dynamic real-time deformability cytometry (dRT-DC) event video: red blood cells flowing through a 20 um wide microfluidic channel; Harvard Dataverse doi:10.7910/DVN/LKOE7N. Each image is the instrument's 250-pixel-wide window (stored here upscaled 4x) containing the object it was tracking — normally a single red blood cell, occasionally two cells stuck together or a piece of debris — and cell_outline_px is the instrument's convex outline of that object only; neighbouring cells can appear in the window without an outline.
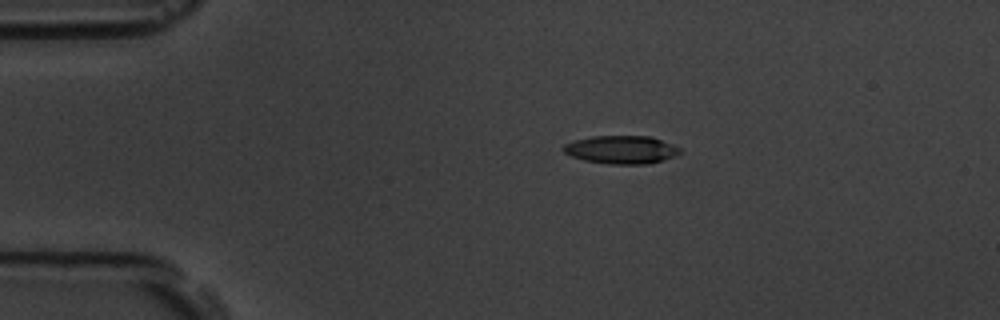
{"species": "common noctule bat (a hibernating species)", "species_latin": "Nyctalus noctula", "temperature_condition": "room temperature", "stored_images_in_passage": 3, "camera_frame_rate_fps": 3000, "um_per_image_px": 0.085, "animal": {"sex": "male", "body_mass_g": 19.5, "forearm_length_mm": 54.6}, "frame": {"image": 1, "passage_image": 1, "time_ms": 0.0, "image_size_px": [1000, 320], "cell_outline_px": [[680, 152], [664, 160], [648, 164], [608, 164], [584, 160], [572, 156], [564, 152], [560, 148], [564, 144], [576, 140], [592, 136], [652, 136], [680, 148]], "centroid_in_image_um": [52.78, 12.72], "position_along_channel_um": 32.2, "area_um2": 19.02}}
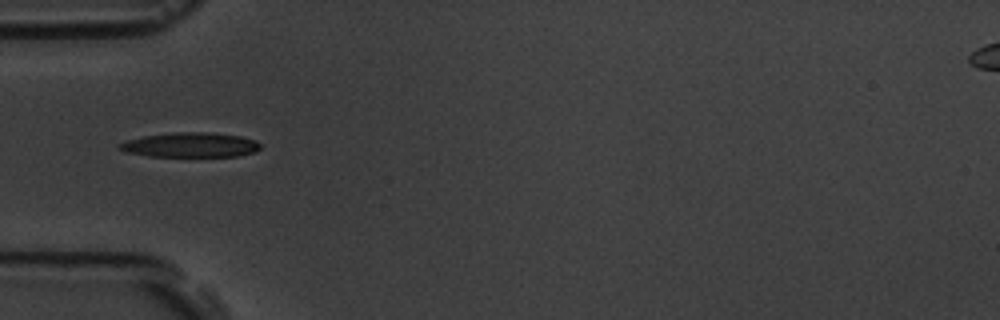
{"frame": {"image": 2, "passage_image": 3, "time_ms": 2.333, "image_size_px": [1000, 320], "cell_outline_px": [[260, 148], [256, 152], [236, 156], [148, 156], [128, 152], [116, 148], [120, 144], [128, 140], [144, 136], [172, 132], [208, 132], [240, 136], [256, 140], [260, 144]], "centroid_in_image_um": [16.21, 12.31], "position_along_channel_um": 68.8, "area_um2": 20.17}}